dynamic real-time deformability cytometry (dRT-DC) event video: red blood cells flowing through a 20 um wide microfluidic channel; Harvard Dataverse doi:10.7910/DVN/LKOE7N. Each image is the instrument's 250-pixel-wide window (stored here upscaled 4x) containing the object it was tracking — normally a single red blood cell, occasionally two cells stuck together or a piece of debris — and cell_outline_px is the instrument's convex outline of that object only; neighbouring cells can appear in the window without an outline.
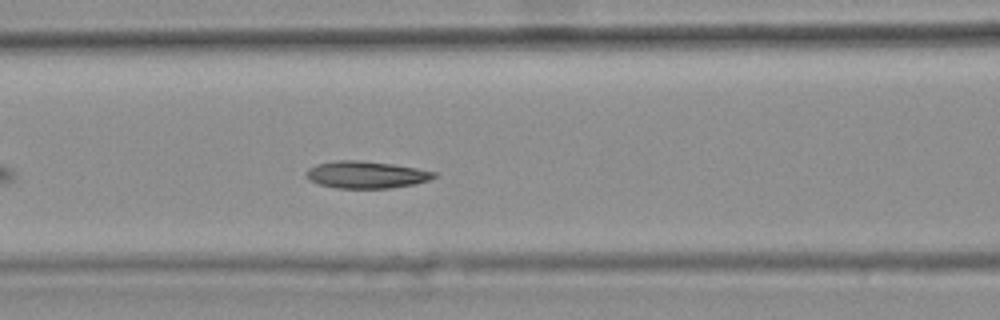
{"species": "common noctule bat (a hibernating species)", "species_latin": "Nyctalus noctula", "temperature_condition": "warm", "stored_images_in_passage": 25, "camera_frame_rate_fps": 3000, "um_per_image_px": 0.085, "animal": {"sex": "female", "body_mass_g": 25.1}, "frame": {"image": 1, "passage_image": 22, "time_ms": 7.0, "image_size_px": [1000, 320], "cell_outline_px": [[436, 176], [428, 180], [412, 184], [388, 188], [336, 188], [320, 184], [308, 180], [304, 172], [308, 168], [316, 164], [336, 160], [360, 160], [392, 164], [416, 168], [436, 172]], "centroid_in_image_um": [31.06, 14.84], "position_along_channel_um": 135.5, "area_um2": 20.11}}